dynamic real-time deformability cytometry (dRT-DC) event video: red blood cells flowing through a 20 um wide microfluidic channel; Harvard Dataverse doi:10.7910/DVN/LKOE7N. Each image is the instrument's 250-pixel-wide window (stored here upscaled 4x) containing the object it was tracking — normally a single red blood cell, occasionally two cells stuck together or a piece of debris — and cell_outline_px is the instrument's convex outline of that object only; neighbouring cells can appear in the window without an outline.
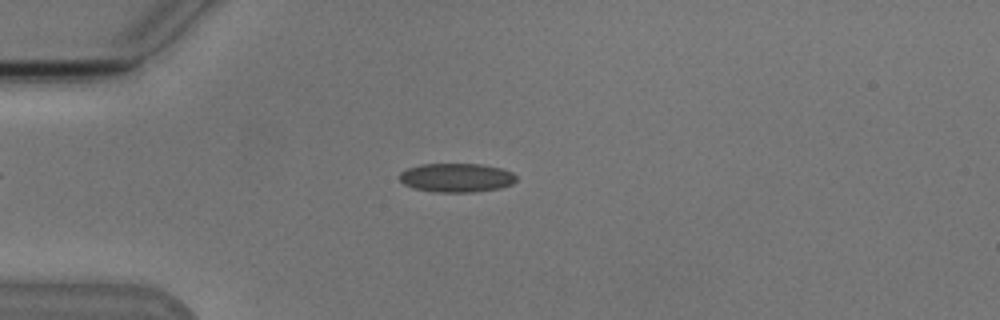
{"species": "Egyptian fruit bat (a non-hibernating species)", "species_latin": "Rousettus aegyptiacus", "temperature_condition": "cold", "stored_images_in_passage": 51, "camera_frame_rate_fps": 3000, "um_per_image_px": 0.085, "animal": {"sex": "male"}, "frame": {"image": 1, "passage_image": 14, "time_ms": 4.333, "image_size_px": [1000, 320], "cell_outline_px": [[516, 180], [512, 184], [500, 188], [476, 192], [436, 192], [412, 188], [404, 184], [396, 176], [400, 172], [408, 168], [420, 164], [480, 164], [500, 168], [512, 172], [516, 176]], "centroid_in_image_um": [38.77, 15.11], "position_along_channel_um": 46.2, "area_um2": 19.83}}
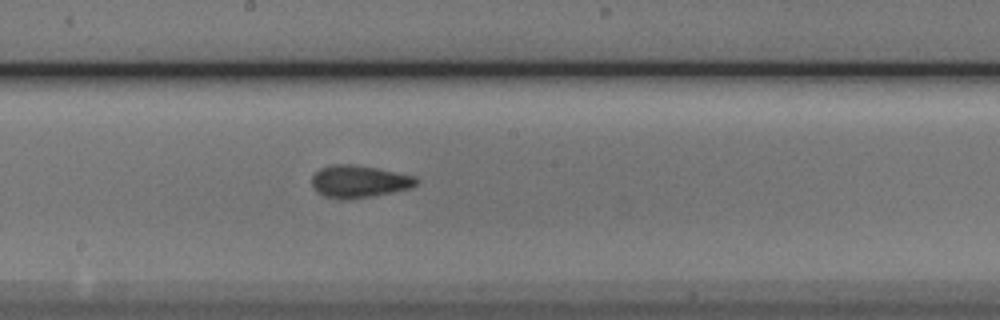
{"frame": {"image": 2, "passage_image": 29, "time_ms": 9.333, "image_size_px": [1000, 320], "cell_outline_px": [[420, 180], [412, 188], [372, 196], [348, 200], [336, 200], [324, 196], [316, 192], [312, 188], [312, 176], [320, 168], [332, 164], [352, 164], [376, 168], [412, 176]], "centroid_in_image_um": [30.46, 15.44], "position_along_channel_um": 217.7, "area_um2": 19.83}}
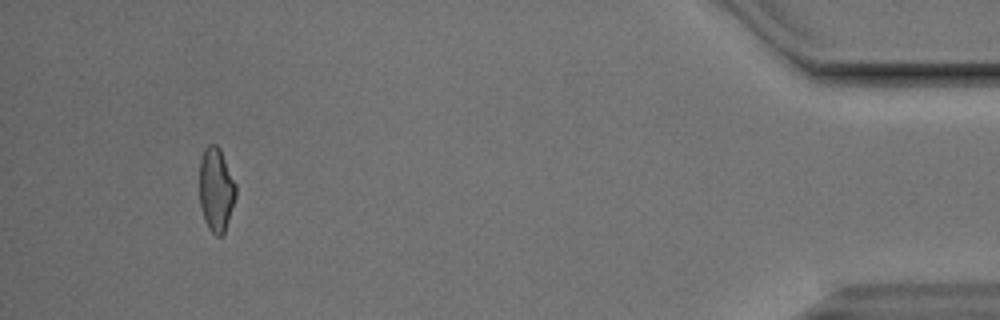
{"frame": {"image": 3, "passage_image": 50, "time_ms": 16.333, "image_size_px": [1000, 320], "cell_outline_px": [[236, 196], [224, 236], [216, 236], [208, 228], [204, 220], [200, 204], [200, 160], [204, 148], [208, 144], [216, 144], [220, 148], [236, 184]], "centroid_in_image_um": [18.38, 16.13], "position_along_channel_um": 416.8, "area_um2": 17.98}}